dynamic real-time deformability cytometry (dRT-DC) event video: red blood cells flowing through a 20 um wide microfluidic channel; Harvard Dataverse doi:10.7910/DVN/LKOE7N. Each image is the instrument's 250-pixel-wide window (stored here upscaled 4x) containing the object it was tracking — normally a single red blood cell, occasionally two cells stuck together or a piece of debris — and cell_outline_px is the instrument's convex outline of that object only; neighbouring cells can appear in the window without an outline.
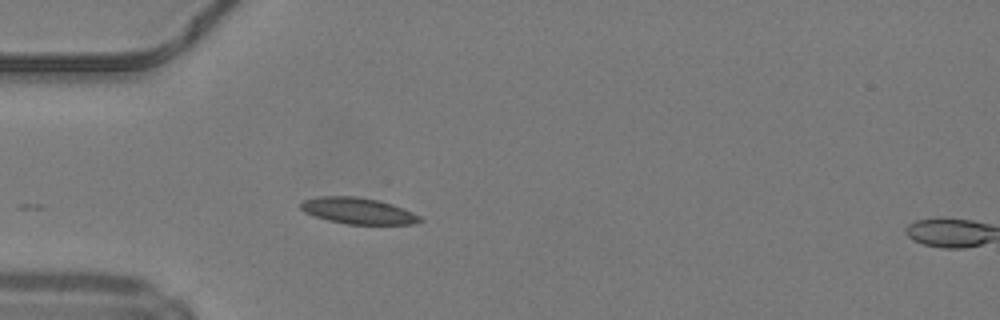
{"species": "common noctule bat (a hibernating species)", "species_latin": "Nyctalus noctula", "temperature_condition": "warm", "stored_images_in_passage": 2, "camera_frame_rate_fps": 3000, "um_per_image_px": 0.085, "animal": {"sex": "male", "body_mass_g": 19.2, "forearm_length_mm": 51.8}, "frame": {"image": 1, "passage_image": 1, "time_ms": 0.0, "image_size_px": [1000, 320], "cell_outline_px": [[424, 220], [412, 224], [344, 224], [328, 220], [304, 212], [300, 208], [300, 204], [304, 200], [320, 196], [356, 196], [376, 200], [392, 204], [420, 216]], "centroid_in_image_um": [30.41, 17.92], "position_along_channel_um": 54.6, "area_um2": 18.03}}